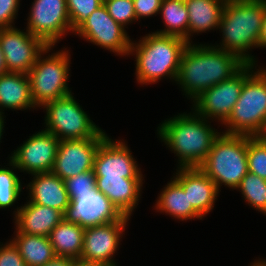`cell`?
I'll use <instances>...</instances> for the list:
<instances>
[{
    "mask_svg": "<svg viewBox=\"0 0 266 266\" xmlns=\"http://www.w3.org/2000/svg\"><path fill=\"white\" fill-rule=\"evenodd\" d=\"M248 172L266 180V141L262 137H249L247 143Z\"/></svg>",
    "mask_w": 266,
    "mask_h": 266,
    "instance_id": "f546056e",
    "label": "cell"
},
{
    "mask_svg": "<svg viewBox=\"0 0 266 266\" xmlns=\"http://www.w3.org/2000/svg\"><path fill=\"white\" fill-rule=\"evenodd\" d=\"M264 13L265 0H226L218 27L222 41L214 46L237 55L246 64H256L248 50L258 48Z\"/></svg>",
    "mask_w": 266,
    "mask_h": 266,
    "instance_id": "3957f363",
    "label": "cell"
},
{
    "mask_svg": "<svg viewBox=\"0 0 266 266\" xmlns=\"http://www.w3.org/2000/svg\"><path fill=\"white\" fill-rule=\"evenodd\" d=\"M4 113H0V142H1V139H2V135H3V131H4Z\"/></svg>",
    "mask_w": 266,
    "mask_h": 266,
    "instance_id": "ab89813d",
    "label": "cell"
},
{
    "mask_svg": "<svg viewBox=\"0 0 266 266\" xmlns=\"http://www.w3.org/2000/svg\"><path fill=\"white\" fill-rule=\"evenodd\" d=\"M0 266H27L11 240L2 245L0 243Z\"/></svg>",
    "mask_w": 266,
    "mask_h": 266,
    "instance_id": "836d02e7",
    "label": "cell"
},
{
    "mask_svg": "<svg viewBox=\"0 0 266 266\" xmlns=\"http://www.w3.org/2000/svg\"><path fill=\"white\" fill-rule=\"evenodd\" d=\"M246 63L237 55L207 44H188L175 82L191 101L203 91L231 78Z\"/></svg>",
    "mask_w": 266,
    "mask_h": 266,
    "instance_id": "6da1fadb",
    "label": "cell"
},
{
    "mask_svg": "<svg viewBox=\"0 0 266 266\" xmlns=\"http://www.w3.org/2000/svg\"><path fill=\"white\" fill-rule=\"evenodd\" d=\"M72 32L88 18V16L101 5L103 0H66Z\"/></svg>",
    "mask_w": 266,
    "mask_h": 266,
    "instance_id": "4dcf8cb0",
    "label": "cell"
},
{
    "mask_svg": "<svg viewBox=\"0 0 266 266\" xmlns=\"http://www.w3.org/2000/svg\"><path fill=\"white\" fill-rule=\"evenodd\" d=\"M188 44L182 38L155 32L146 34L138 43L132 41L129 55H135L138 84L157 83L162 77L175 81L182 54Z\"/></svg>",
    "mask_w": 266,
    "mask_h": 266,
    "instance_id": "277c9868",
    "label": "cell"
},
{
    "mask_svg": "<svg viewBox=\"0 0 266 266\" xmlns=\"http://www.w3.org/2000/svg\"><path fill=\"white\" fill-rule=\"evenodd\" d=\"M256 65L245 64L231 78L203 91L192 101L191 110L208 120L217 119L223 125L239 99L244 81L257 69Z\"/></svg>",
    "mask_w": 266,
    "mask_h": 266,
    "instance_id": "9c48e42d",
    "label": "cell"
},
{
    "mask_svg": "<svg viewBox=\"0 0 266 266\" xmlns=\"http://www.w3.org/2000/svg\"><path fill=\"white\" fill-rule=\"evenodd\" d=\"M8 164L10 168L0 165V209L13 206L22 191L21 180L14 172L16 166L10 160Z\"/></svg>",
    "mask_w": 266,
    "mask_h": 266,
    "instance_id": "f1b7e54d",
    "label": "cell"
},
{
    "mask_svg": "<svg viewBox=\"0 0 266 266\" xmlns=\"http://www.w3.org/2000/svg\"><path fill=\"white\" fill-rule=\"evenodd\" d=\"M71 266H96L94 264H90V263H85L79 260H75Z\"/></svg>",
    "mask_w": 266,
    "mask_h": 266,
    "instance_id": "60d3db41",
    "label": "cell"
},
{
    "mask_svg": "<svg viewBox=\"0 0 266 266\" xmlns=\"http://www.w3.org/2000/svg\"><path fill=\"white\" fill-rule=\"evenodd\" d=\"M155 204L156 211L167 213L177 220L185 221L192 219H203V217L192 207L187 198V193L182 186L174 179L165 185L158 195Z\"/></svg>",
    "mask_w": 266,
    "mask_h": 266,
    "instance_id": "cb8c5ba5",
    "label": "cell"
},
{
    "mask_svg": "<svg viewBox=\"0 0 266 266\" xmlns=\"http://www.w3.org/2000/svg\"><path fill=\"white\" fill-rule=\"evenodd\" d=\"M258 47L266 48V0H265V13L262 20V28L258 40Z\"/></svg>",
    "mask_w": 266,
    "mask_h": 266,
    "instance_id": "74e56055",
    "label": "cell"
},
{
    "mask_svg": "<svg viewBox=\"0 0 266 266\" xmlns=\"http://www.w3.org/2000/svg\"><path fill=\"white\" fill-rule=\"evenodd\" d=\"M188 11V43L193 33L217 29L226 0H184Z\"/></svg>",
    "mask_w": 266,
    "mask_h": 266,
    "instance_id": "603a6c76",
    "label": "cell"
},
{
    "mask_svg": "<svg viewBox=\"0 0 266 266\" xmlns=\"http://www.w3.org/2000/svg\"><path fill=\"white\" fill-rule=\"evenodd\" d=\"M6 72H7V66L5 63V58H4L3 52H2L1 47H0V75H2L3 73H6Z\"/></svg>",
    "mask_w": 266,
    "mask_h": 266,
    "instance_id": "f35d334b",
    "label": "cell"
},
{
    "mask_svg": "<svg viewBox=\"0 0 266 266\" xmlns=\"http://www.w3.org/2000/svg\"><path fill=\"white\" fill-rule=\"evenodd\" d=\"M251 265L250 266H266V260L265 259H258V260H255L254 263H250Z\"/></svg>",
    "mask_w": 266,
    "mask_h": 266,
    "instance_id": "b9f144b4",
    "label": "cell"
},
{
    "mask_svg": "<svg viewBox=\"0 0 266 266\" xmlns=\"http://www.w3.org/2000/svg\"><path fill=\"white\" fill-rule=\"evenodd\" d=\"M243 83L228 119L226 134L262 137L266 133V67L256 69Z\"/></svg>",
    "mask_w": 266,
    "mask_h": 266,
    "instance_id": "5b68a950",
    "label": "cell"
},
{
    "mask_svg": "<svg viewBox=\"0 0 266 266\" xmlns=\"http://www.w3.org/2000/svg\"><path fill=\"white\" fill-rule=\"evenodd\" d=\"M20 0H0V29L14 27Z\"/></svg>",
    "mask_w": 266,
    "mask_h": 266,
    "instance_id": "e575fe53",
    "label": "cell"
},
{
    "mask_svg": "<svg viewBox=\"0 0 266 266\" xmlns=\"http://www.w3.org/2000/svg\"><path fill=\"white\" fill-rule=\"evenodd\" d=\"M136 162L124 141H114L107 135L99 145L93 170L96 177L143 178Z\"/></svg>",
    "mask_w": 266,
    "mask_h": 266,
    "instance_id": "2e32d148",
    "label": "cell"
},
{
    "mask_svg": "<svg viewBox=\"0 0 266 266\" xmlns=\"http://www.w3.org/2000/svg\"><path fill=\"white\" fill-rule=\"evenodd\" d=\"M30 8L26 30L48 46L72 31L66 0H34Z\"/></svg>",
    "mask_w": 266,
    "mask_h": 266,
    "instance_id": "8fae6325",
    "label": "cell"
},
{
    "mask_svg": "<svg viewBox=\"0 0 266 266\" xmlns=\"http://www.w3.org/2000/svg\"><path fill=\"white\" fill-rule=\"evenodd\" d=\"M137 21L159 14L162 0H133Z\"/></svg>",
    "mask_w": 266,
    "mask_h": 266,
    "instance_id": "d590c367",
    "label": "cell"
},
{
    "mask_svg": "<svg viewBox=\"0 0 266 266\" xmlns=\"http://www.w3.org/2000/svg\"><path fill=\"white\" fill-rule=\"evenodd\" d=\"M0 47L7 72L28 74L48 45L29 31L14 26L0 29Z\"/></svg>",
    "mask_w": 266,
    "mask_h": 266,
    "instance_id": "4fadbf2b",
    "label": "cell"
},
{
    "mask_svg": "<svg viewBox=\"0 0 266 266\" xmlns=\"http://www.w3.org/2000/svg\"><path fill=\"white\" fill-rule=\"evenodd\" d=\"M159 14L166 28L155 33L179 37L188 42L189 20L184 0H162Z\"/></svg>",
    "mask_w": 266,
    "mask_h": 266,
    "instance_id": "4316f807",
    "label": "cell"
},
{
    "mask_svg": "<svg viewBox=\"0 0 266 266\" xmlns=\"http://www.w3.org/2000/svg\"><path fill=\"white\" fill-rule=\"evenodd\" d=\"M64 181L70 200L75 199L79 194H91L96 190V176L94 170L79 173Z\"/></svg>",
    "mask_w": 266,
    "mask_h": 266,
    "instance_id": "1f68e13d",
    "label": "cell"
},
{
    "mask_svg": "<svg viewBox=\"0 0 266 266\" xmlns=\"http://www.w3.org/2000/svg\"><path fill=\"white\" fill-rule=\"evenodd\" d=\"M26 186L29 201L61 211L64 215L70 205L65 181L52 172L35 173Z\"/></svg>",
    "mask_w": 266,
    "mask_h": 266,
    "instance_id": "ffe728a7",
    "label": "cell"
},
{
    "mask_svg": "<svg viewBox=\"0 0 266 266\" xmlns=\"http://www.w3.org/2000/svg\"><path fill=\"white\" fill-rule=\"evenodd\" d=\"M106 136V132L101 130L93 138L61 140L51 172L66 180L93 170L95 155Z\"/></svg>",
    "mask_w": 266,
    "mask_h": 266,
    "instance_id": "5bb4252c",
    "label": "cell"
},
{
    "mask_svg": "<svg viewBox=\"0 0 266 266\" xmlns=\"http://www.w3.org/2000/svg\"><path fill=\"white\" fill-rule=\"evenodd\" d=\"M249 206L266 215V180L248 172L236 188Z\"/></svg>",
    "mask_w": 266,
    "mask_h": 266,
    "instance_id": "83f0119b",
    "label": "cell"
},
{
    "mask_svg": "<svg viewBox=\"0 0 266 266\" xmlns=\"http://www.w3.org/2000/svg\"><path fill=\"white\" fill-rule=\"evenodd\" d=\"M123 215L112 202L97 189L91 194H79L70 200L65 219L87 228L118 221Z\"/></svg>",
    "mask_w": 266,
    "mask_h": 266,
    "instance_id": "e0dca14e",
    "label": "cell"
},
{
    "mask_svg": "<svg viewBox=\"0 0 266 266\" xmlns=\"http://www.w3.org/2000/svg\"><path fill=\"white\" fill-rule=\"evenodd\" d=\"M60 140L44 129L29 138L10 155L17 170L28 174L51 172Z\"/></svg>",
    "mask_w": 266,
    "mask_h": 266,
    "instance_id": "9a60e30c",
    "label": "cell"
},
{
    "mask_svg": "<svg viewBox=\"0 0 266 266\" xmlns=\"http://www.w3.org/2000/svg\"><path fill=\"white\" fill-rule=\"evenodd\" d=\"M5 109L37 108L32 100L28 74L6 72L0 75V113Z\"/></svg>",
    "mask_w": 266,
    "mask_h": 266,
    "instance_id": "7402d4cb",
    "label": "cell"
},
{
    "mask_svg": "<svg viewBox=\"0 0 266 266\" xmlns=\"http://www.w3.org/2000/svg\"><path fill=\"white\" fill-rule=\"evenodd\" d=\"M85 228L65 218L51 231L49 239L58 257L79 260L84 241Z\"/></svg>",
    "mask_w": 266,
    "mask_h": 266,
    "instance_id": "d4e9b609",
    "label": "cell"
},
{
    "mask_svg": "<svg viewBox=\"0 0 266 266\" xmlns=\"http://www.w3.org/2000/svg\"><path fill=\"white\" fill-rule=\"evenodd\" d=\"M27 201L24 206H17L13 213L15 233L49 237L52 229L65 218V215L54 208Z\"/></svg>",
    "mask_w": 266,
    "mask_h": 266,
    "instance_id": "d6986e66",
    "label": "cell"
},
{
    "mask_svg": "<svg viewBox=\"0 0 266 266\" xmlns=\"http://www.w3.org/2000/svg\"><path fill=\"white\" fill-rule=\"evenodd\" d=\"M248 136L220 133L199 168L215 183L236 189L248 173Z\"/></svg>",
    "mask_w": 266,
    "mask_h": 266,
    "instance_id": "8992f818",
    "label": "cell"
},
{
    "mask_svg": "<svg viewBox=\"0 0 266 266\" xmlns=\"http://www.w3.org/2000/svg\"><path fill=\"white\" fill-rule=\"evenodd\" d=\"M103 4L109 15L124 28L137 21L133 0H103Z\"/></svg>",
    "mask_w": 266,
    "mask_h": 266,
    "instance_id": "d6a6232c",
    "label": "cell"
},
{
    "mask_svg": "<svg viewBox=\"0 0 266 266\" xmlns=\"http://www.w3.org/2000/svg\"><path fill=\"white\" fill-rule=\"evenodd\" d=\"M262 138L266 141V133L262 136Z\"/></svg>",
    "mask_w": 266,
    "mask_h": 266,
    "instance_id": "7bdbcfd3",
    "label": "cell"
},
{
    "mask_svg": "<svg viewBox=\"0 0 266 266\" xmlns=\"http://www.w3.org/2000/svg\"><path fill=\"white\" fill-rule=\"evenodd\" d=\"M129 217L99 226L85 228L83 249L79 261L97 266H113Z\"/></svg>",
    "mask_w": 266,
    "mask_h": 266,
    "instance_id": "7c38bea8",
    "label": "cell"
},
{
    "mask_svg": "<svg viewBox=\"0 0 266 266\" xmlns=\"http://www.w3.org/2000/svg\"><path fill=\"white\" fill-rule=\"evenodd\" d=\"M143 180L96 177V189L107 196L123 216L131 217L141 196Z\"/></svg>",
    "mask_w": 266,
    "mask_h": 266,
    "instance_id": "44dd1931",
    "label": "cell"
},
{
    "mask_svg": "<svg viewBox=\"0 0 266 266\" xmlns=\"http://www.w3.org/2000/svg\"><path fill=\"white\" fill-rule=\"evenodd\" d=\"M41 108L46 110L44 130L60 141L93 138L102 130L90 119L72 93L50 101Z\"/></svg>",
    "mask_w": 266,
    "mask_h": 266,
    "instance_id": "ba28073f",
    "label": "cell"
},
{
    "mask_svg": "<svg viewBox=\"0 0 266 266\" xmlns=\"http://www.w3.org/2000/svg\"><path fill=\"white\" fill-rule=\"evenodd\" d=\"M173 178L182 186L192 207L202 216L214 208L219 191L215 183L199 168H178Z\"/></svg>",
    "mask_w": 266,
    "mask_h": 266,
    "instance_id": "ac0fdd59",
    "label": "cell"
},
{
    "mask_svg": "<svg viewBox=\"0 0 266 266\" xmlns=\"http://www.w3.org/2000/svg\"><path fill=\"white\" fill-rule=\"evenodd\" d=\"M74 33L115 55H129L132 40L126 29L109 15L104 4L94 10Z\"/></svg>",
    "mask_w": 266,
    "mask_h": 266,
    "instance_id": "30bf717a",
    "label": "cell"
},
{
    "mask_svg": "<svg viewBox=\"0 0 266 266\" xmlns=\"http://www.w3.org/2000/svg\"><path fill=\"white\" fill-rule=\"evenodd\" d=\"M74 261L75 260L71 258L56 256L53 260L46 263L44 266H71Z\"/></svg>",
    "mask_w": 266,
    "mask_h": 266,
    "instance_id": "8d00e7d4",
    "label": "cell"
},
{
    "mask_svg": "<svg viewBox=\"0 0 266 266\" xmlns=\"http://www.w3.org/2000/svg\"><path fill=\"white\" fill-rule=\"evenodd\" d=\"M209 122L193 111L179 113L159 124L158 137L178 156L177 168L199 167L208 156L215 139L222 133Z\"/></svg>",
    "mask_w": 266,
    "mask_h": 266,
    "instance_id": "7a4b0ae2",
    "label": "cell"
},
{
    "mask_svg": "<svg viewBox=\"0 0 266 266\" xmlns=\"http://www.w3.org/2000/svg\"><path fill=\"white\" fill-rule=\"evenodd\" d=\"M11 241L27 266H44L56 257L49 237L16 233Z\"/></svg>",
    "mask_w": 266,
    "mask_h": 266,
    "instance_id": "484cf974",
    "label": "cell"
},
{
    "mask_svg": "<svg viewBox=\"0 0 266 266\" xmlns=\"http://www.w3.org/2000/svg\"><path fill=\"white\" fill-rule=\"evenodd\" d=\"M53 47L48 46L39 55L28 73L32 100L39 108L72 93L67 84L70 75V53L63 48L50 54ZM47 53L48 56L45 55Z\"/></svg>",
    "mask_w": 266,
    "mask_h": 266,
    "instance_id": "52a82bcc",
    "label": "cell"
}]
</instances>
